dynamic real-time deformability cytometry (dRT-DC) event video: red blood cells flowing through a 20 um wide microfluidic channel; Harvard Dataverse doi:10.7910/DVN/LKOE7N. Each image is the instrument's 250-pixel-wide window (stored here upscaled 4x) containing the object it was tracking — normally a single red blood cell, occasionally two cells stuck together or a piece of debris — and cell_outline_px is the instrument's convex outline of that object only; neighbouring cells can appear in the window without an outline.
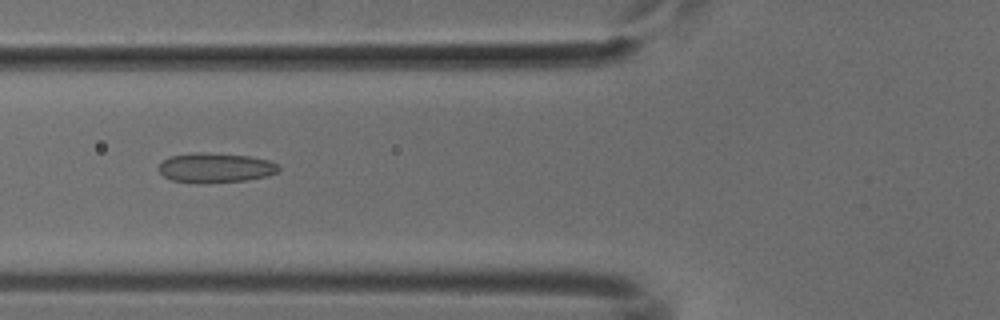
{"species": "common noctule bat (a hibernating species)", "species_latin": "Nyctalus noctula", "temperature_condition": "cold", "stored_images_in_passage": 45, "camera_frame_rate_fps": 3000, "um_per_image_px": 0.085, "animal": {"sex": "male", "body_mass_g": 18.8}, "frame": {"image": 1, "passage_image": 13, "time_ms": 4.0, "image_size_px": [1000, 320], "cell_outline_px": [[280, 168], [276, 172], [268, 176], [248, 180], [204, 184], [196, 184], [172, 180], [164, 176], [156, 168], [164, 160], [172, 156], [200, 152], [208, 152], [248, 156], [268, 160], [276, 164]], "centroid_in_image_um": [18.29, 14.28], "position_along_channel_um": 107.5, "area_um2": 20.92}}
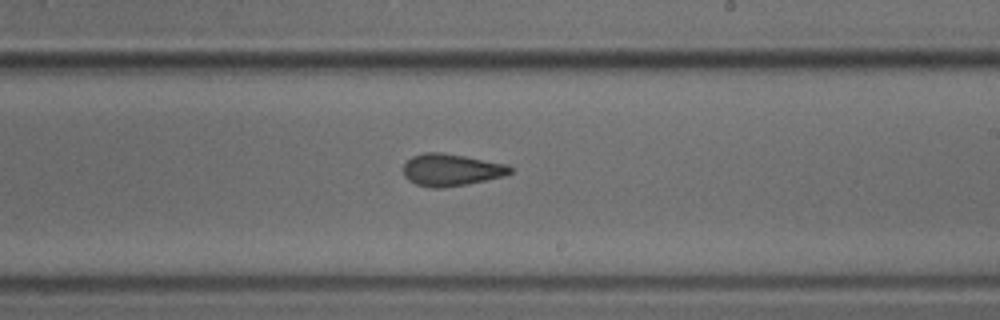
{"frame": {"image": 2, "passage_image": 24, "time_ms": 7.667, "image_size_px": [1000, 320], "cell_outline_px": [[512, 172], [504, 176], [444, 188], [432, 188], [416, 184], [408, 180], [404, 176], [404, 164], [412, 156], [424, 152], [440, 152], [464, 156], [508, 164], [512, 168]], "centroid_in_image_um": [38.34, 14.43], "position_along_channel_um": 250.7, "area_um2": 19.88}}
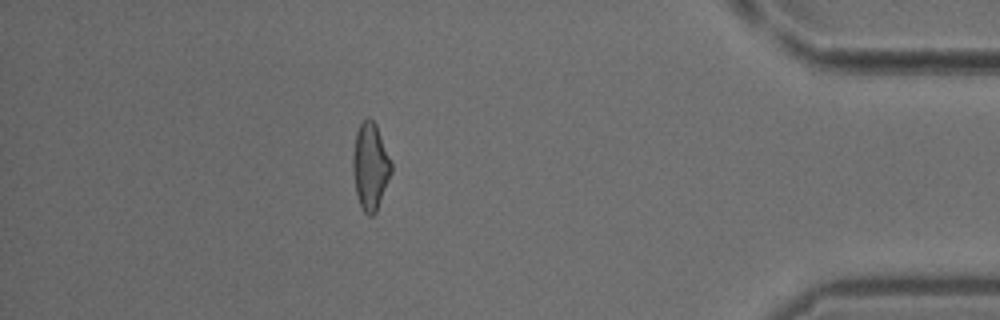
{"frame": {"image": 3, "passage_image": 39, "time_ms": 12.667, "image_size_px": [1000, 320], "cell_outline_px": [[392, 172], [376, 212], [372, 216], [368, 216], [364, 212], [356, 196], [352, 168], [352, 156], [356, 132], [360, 124], [368, 116], [376, 124], [392, 164]], "centroid_in_image_um": [31.46, 14.15], "position_along_channel_um": 403.7, "area_um2": 19.48}}